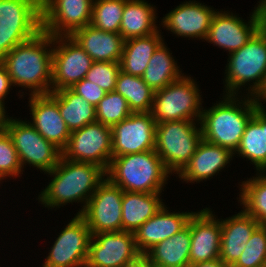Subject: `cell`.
<instances>
[{
	"mask_svg": "<svg viewBox=\"0 0 266 267\" xmlns=\"http://www.w3.org/2000/svg\"><path fill=\"white\" fill-rule=\"evenodd\" d=\"M170 172L155 150L113 157L106 170L107 179L123 191L156 193Z\"/></svg>",
	"mask_w": 266,
	"mask_h": 267,
	"instance_id": "cell-4",
	"label": "cell"
},
{
	"mask_svg": "<svg viewBox=\"0 0 266 267\" xmlns=\"http://www.w3.org/2000/svg\"><path fill=\"white\" fill-rule=\"evenodd\" d=\"M253 98L259 104V106L262 107L263 104L260 101H262V99L266 101V77L260 91Z\"/></svg>",
	"mask_w": 266,
	"mask_h": 267,
	"instance_id": "cell-44",
	"label": "cell"
},
{
	"mask_svg": "<svg viewBox=\"0 0 266 267\" xmlns=\"http://www.w3.org/2000/svg\"><path fill=\"white\" fill-rule=\"evenodd\" d=\"M162 39L158 30L154 34L125 40L119 62L120 70L129 75L142 77L155 50L163 42Z\"/></svg>",
	"mask_w": 266,
	"mask_h": 267,
	"instance_id": "cell-28",
	"label": "cell"
},
{
	"mask_svg": "<svg viewBox=\"0 0 266 267\" xmlns=\"http://www.w3.org/2000/svg\"><path fill=\"white\" fill-rule=\"evenodd\" d=\"M57 102L58 108L70 132L96 122V107L70 88L49 93Z\"/></svg>",
	"mask_w": 266,
	"mask_h": 267,
	"instance_id": "cell-30",
	"label": "cell"
},
{
	"mask_svg": "<svg viewBox=\"0 0 266 267\" xmlns=\"http://www.w3.org/2000/svg\"><path fill=\"white\" fill-rule=\"evenodd\" d=\"M71 37L93 61L120 62L125 41L120 33L103 31L89 24Z\"/></svg>",
	"mask_w": 266,
	"mask_h": 267,
	"instance_id": "cell-24",
	"label": "cell"
},
{
	"mask_svg": "<svg viewBox=\"0 0 266 267\" xmlns=\"http://www.w3.org/2000/svg\"><path fill=\"white\" fill-rule=\"evenodd\" d=\"M221 243L219 259L232 267L252 233L260 226L257 220L243 210L225 220H221Z\"/></svg>",
	"mask_w": 266,
	"mask_h": 267,
	"instance_id": "cell-22",
	"label": "cell"
},
{
	"mask_svg": "<svg viewBox=\"0 0 266 267\" xmlns=\"http://www.w3.org/2000/svg\"><path fill=\"white\" fill-rule=\"evenodd\" d=\"M254 11L266 17V0H261Z\"/></svg>",
	"mask_w": 266,
	"mask_h": 267,
	"instance_id": "cell-45",
	"label": "cell"
},
{
	"mask_svg": "<svg viewBox=\"0 0 266 267\" xmlns=\"http://www.w3.org/2000/svg\"><path fill=\"white\" fill-rule=\"evenodd\" d=\"M234 153L225 147L214 145L202 139L186 166L178 173L186 182H200L219 173Z\"/></svg>",
	"mask_w": 266,
	"mask_h": 267,
	"instance_id": "cell-23",
	"label": "cell"
},
{
	"mask_svg": "<svg viewBox=\"0 0 266 267\" xmlns=\"http://www.w3.org/2000/svg\"><path fill=\"white\" fill-rule=\"evenodd\" d=\"M235 153L253 162L257 171H266V111L264 106L259 107L247 123Z\"/></svg>",
	"mask_w": 266,
	"mask_h": 267,
	"instance_id": "cell-27",
	"label": "cell"
},
{
	"mask_svg": "<svg viewBox=\"0 0 266 267\" xmlns=\"http://www.w3.org/2000/svg\"><path fill=\"white\" fill-rule=\"evenodd\" d=\"M132 114L127 100L118 92H106L96 106V121L112 128Z\"/></svg>",
	"mask_w": 266,
	"mask_h": 267,
	"instance_id": "cell-35",
	"label": "cell"
},
{
	"mask_svg": "<svg viewBox=\"0 0 266 267\" xmlns=\"http://www.w3.org/2000/svg\"><path fill=\"white\" fill-rule=\"evenodd\" d=\"M201 127L194 121L177 120L156 125L155 151L165 168L178 174L189 162L202 141Z\"/></svg>",
	"mask_w": 266,
	"mask_h": 267,
	"instance_id": "cell-7",
	"label": "cell"
},
{
	"mask_svg": "<svg viewBox=\"0 0 266 267\" xmlns=\"http://www.w3.org/2000/svg\"><path fill=\"white\" fill-rule=\"evenodd\" d=\"M190 265L219 258L221 222L209 208L194 212L190 217Z\"/></svg>",
	"mask_w": 266,
	"mask_h": 267,
	"instance_id": "cell-18",
	"label": "cell"
},
{
	"mask_svg": "<svg viewBox=\"0 0 266 267\" xmlns=\"http://www.w3.org/2000/svg\"><path fill=\"white\" fill-rule=\"evenodd\" d=\"M5 106L0 102V131L5 130L9 117H6Z\"/></svg>",
	"mask_w": 266,
	"mask_h": 267,
	"instance_id": "cell-43",
	"label": "cell"
},
{
	"mask_svg": "<svg viewBox=\"0 0 266 267\" xmlns=\"http://www.w3.org/2000/svg\"><path fill=\"white\" fill-rule=\"evenodd\" d=\"M190 218L188 224L170 238L152 247L145 256L156 267H189Z\"/></svg>",
	"mask_w": 266,
	"mask_h": 267,
	"instance_id": "cell-26",
	"label": "cell"
},
{
	"mask_svg": "<svg viewBox=\"0 0 266 267\" xmlns=\"http://www.w3.org/2000/svg\"><path fill=\"white\" fill-rule=\"evenodd\" d=\"M70 89L95 107L106 94L97 84L85 78L75 83Z\"/></svg>",
	"mask_w": 266,
	"mask_h": 267,
	"instance_id": "cell-39",
	"label": "cell"
},
{
	"mask_svg": "<svg viewBox=\"0 0 266 267\" xmlns=\"http://www.w3.org/2000/svg\"><path fill=\"white\" fill-rule=\"evenodd\" d=\"M5 130L11 136L21 167L28 163L50 172L62 157V150L44 139L27 121L9 118Z\"/></svg>",
	"mask_w": 266,
	"mask_h": 267,
	"instance_id": "cell-9",
	"label": "cell"
},
{
	"mask_svg": "<svg viewBox=\"0 0 266 267\" xmlns=\"http://www.w3.org/2000/svg\"><path fill=\"white\" fill-rule=\"evenodd\" d=\"M127 0H93L91 25L108 32H120L124 4Z\"/></svg>",
	"mask_w": 266,
	"mask_h": 267,
	"instance_id": "cell-34",
	"label": "cell"
},
{
	"mask_svg": "<svg viewBox=\"0 0 266 267\" xmlns=\"http://www.w3.org/2000/svg\"><path fill=\"white\" fill-rule=\"evenodd\" d=\"M163 205L162 208L135 232V243L141 255H145L159 242L166 240L182 230L194 212H168Z\"/></svg>",
	"mask_w": 266,
	"mask_h": 267,
	"instance_id": "cell-21",
	"label": "cell"
},
{
	"mask_svg": "<svg viewBox=\"0 0 266 267\" xmlns=\"http://www.w3.org/2000/svg\"><path fill=\"white\" fill-rule=\"evenodd\" d=\"M215 13L202 3L187 1L163 17L162 25L177 36L206 39Z\"/></svg>",
	"mask_w": 266,
	"mask_h": 267,
	"instance_id": "cell-20",
	"label": "cell"
},
{
	"mask_svg": "<svg viewBox=\"0 0 266 267\" xmlns=\"http://www.w3.org/2000/svg\"><path fill=\"white\" fill-rule=\"evenodd\" d=\"M21 167L17 150L11 136L6 130L0 131V181L8 177L21 174Z\"/></svg>",
	"mask_w": 266,
	"mask_h": 267,
	"instance_id": "cell-37",
	"label": "cell"
},
{
	"mask_svg": "<svg viewBox=\"0 0 266 267\" xmlns=\"http://www.w3.org/2000/svg\"><path fill=\"white\" fill-rule=\"evenodd\" d=\"M49 173V174H48ZM48 175L53 179L39 195L45 207L55 208L72 202H83L81 214L97 187L106 179V170L99 165L60 158Z\"/></svg>",
	"mask_w": 266,
	"mask_h": 267,
	"instance_id": "cell-2",
	"label": "cell"
},
{
	"mask_svg": "<svg viewBox=\"0 0 266 267\" xmlns=\"http://www.w3.org/2000/svg\"><path fill=\"white\" fill-rule=\"evenodd\" d=\"M115 91L127 100L132 113L151 112L154 91L142 77L119 72Z\"/></svg>",
	"mask_w": 266,
	"mask_h": 267,
	"instance_id": "cell-32",
	"label": "cell"
},
{
	"mask_svg": "<svg viewBox=\"0 0 266 267\" xmlns=\"http://www.w3.org/2000/svg\"><path fill=\"white\" fill-rule=\"evenodd\" d=\"M140 255L134 233L100 232L92 235L85 267H126Z\"/></svg>",
	"mask_w": 266,
	"mask_h": 267,
	"instance_id": "cell-15",
	"label": "cell"
},
{
	"mask_svg": "<svg viewBox=\"0 0 266 267\" xmlns=\"http://www.w3.org/2000/svg\"><path fill=\"white\" fill-rule=\"evenodd\" d=\"M156 123L150 112L132 113L114 125L112 158L155 149Z\"/></svg>",
	"mask_w": 266,
	"mask_h": 267,
	"instance_id": "cell-16",
	"label": "cell"
},
{
	"mask_svg": "<svg viewBox=\"0 0 266 267\" xmlns=\"http://www.w3.org/2000/svg\"><path fill=\"white\" fill-rule=\"evenodd\" d=\"M220 12L214 14L205 40L225 48L229 54L243 47L266 23V17L255 11L248 23L243 22L244 20L233 13Z\"/></svg>",
	"mask_w": 266,
	"mask_h": 267,
	"instance_id": "cell-17",
	"label": "cell"
},
{
	"mask_svg": "<svg viewBox=\"0 0 266 267\" xmlns=\"http://www.w3.org/2000/svg\"><path fill=\"white\" fill-rule=\"evenodd\" d=\"M51 44L55 45L54 36L40 31L5 56L2 64L7 69L12 85L29 88L30 95L49 94L52 91Z\"/></svg>",
	"mask_w": 266,
	"mask_h": 267,
	"instance_id": "cell-1",
	"label": "cell"
},
{
	"mask_svg": "<svg viewBox=\"0 0 266 267\" xmlns=\"http://www.w3.org/2000/svg\"><path fill=\"white\" fill-rule=\"evenodd\" d=\"M42 31L41 0H0V63Z\"/></svg>",
	"mask_w": 266,
	"mask_h": 267,
	"instance_id": "cell-6",
	"label": "cell"
},
{
	"mask_svg": "<svg viewBox=\"0 0 266 267\" xmlns=\"http://www.w3.org/2000/svg\"><path fill=\"white\" fill-rule=\"evenodd\" d=\"M29 99L33 119L30 124L44 139L63 150L71 132L61 117L58 102L50 94L30 95Z\"/></svg>",
	"mask_w": 266,
	"mask_h": 267,
	"instance_id": "cell-19",
	"label": "cell"
},
{
	"mask_svg": "<svg viewBox=\"0 0 266 267\" xmlns=\"http://www.w3.org/2000/svg\"><path fill=\"white\" fill-rule=\"evenodd\" d=\"M189 267H228V266L222 260L217 258L215 260L194 263L191 264Z\"/></svg>",
	"mask_w": 266,
	"mask_h": 267,
	"instance_id": "cell-41",
	"label": "cell"
},
{
	"mask_svg": "<svg viewBox=\"0 0 266 267\" xmlns=\"http://www.w3.org/2000/svg\"><path fill=\"white\" fill-rule=\"evenodd\" d=\"M160 193L123 191L122 231L134 233L164 205Z\"/></svg>",
	"mask_w": 266,
	"mask_h": 267,
	"instance_id": "cell-25",
	"label": "cell"
},
{
	"mask_svg": "<svg viewBox=\"0 0 266 267\" xmlns=\"http://www.w3.org/2000/svg\"><path fill=\"white\" fill-rule=\"evenodd\" d=\"M232 267H266V226H259Z\"/></svg>",
	"mask_w": 266,
	"mask_h": 267,
	"instance_id": "cell-36",
	"label": "cell"
},
{
	"mask_svg": "<svg viewBox=\"0 0 266 267\" xmlns=\"http://www.w3.org/2000/svg\"><path fill=\"white\" fill-rule=\"evenodd\" d=\"M122 197L123 190L107 178L97 187L80 214L92 235L122 231Z\"/></svg>",
	"mask_w": 266,
	"mask_h": 267,
	"instance_id": "cell-13",
	"label": "cell"
},
{
	"mask_svg": "<svg viewBox=\"0 0 266 267\" xmlns=\"http://www.w3.org/2000/svg\"><path fill=\"white\" fill-rule=\"evenodd\" d=\"M119 62L94 61L85 79L97 84L105 92L115 91Z\"/></svg>",
	"mask_w": 266,
	"mask_h": 267,
	"instance_id": "cell-38",
	"label": "cell"
},
{
	"mask_svg": "<svg viewBox=\"0 0 266 267\" xmlns=\"http://www.w3.org/2000/svg\"><path fill=\"white\" fill-rule=\"evenodd\" d=\"M263 173V174H262ZM259 172L256 177L243 181L239 201L243 211L254 217L259 225L266 226V176Z\"/></svg>",
	"mask_w": 266,
	"mask_h": 267,
	"instance_id": "cell-33",
	"label": "cell"
},
{
	"mask_svg": "<svg viewBox=\"0 0 266 267\" xmlns=\"http://www.w3.org/2000/svg\"><path fill=\"white\" fill-rule=\"evenodd\" d=\"M199 91L195 81L184 75L166 87L154 91L150 113L155 123L194 121L197 117L199 122L203 110Z\"/></svg>",
	"mask_w": 266,
	"mask_h": 267,
	"instance_id": "cell-8",
	"label": "cell"
},
{
	"mask_svg": "<svg viewBox=\"0 0 266 267\" xmlns=\"http://www.w3.org/2000/svg\"><path fill=\"white\" fill-rule=\"evenodd\" d=\"M93 0H41L42 31L71 36L91 23Z\"/></svg>",
	"mask_w": 266,
	"mask_h": 267,
	"instance_id": "cell-14",
	"label": "cell"
},
{
	"mask_svg": "<svg viewBox=\"0 0 266 267\" xmlns=\"http://www.w3.org/2000/svg\"><path fill=\"white\" fill-rule=\"evenodd\" d=\"M43 267H85L91 231L85 219L77 214L59 233Z\"/></svg>",
	"mask_w": 266,
	"mask_h": 267,
	"instance_id": "cell-12",
	"label": "cell"
},
{
	"mask_svg": "<svg viewBox=\"0 0 266 267\" xmlns=\"http://www.w3.org/2000/svg\"><path fill=\"white\" fill-rule=\"evenodd\" d=\"M226 66V95H235L250 81L248 92L254 97L261 89L266 77V23L239 50L230 53Z\"/></svg>",
	"mask_w": 266,
	"mask_h": 267,
	"instance_id": "cell-5",
	"label": "cell"
},
{
	"mask_svg": "<svg viewBox=\"0 0 266 267\" xmlns=\"http://www.w3.org/2000/svg\"><path fill=\"white\" fill-rule=\"evenodd\" d=\"M224 97V100L210 109L202 110L199 123L203 140L228 148L234 153L247 123L260 106L252 96L244 98V101L241 99L242 102L235 95Z\"/></svg>",
	"mask_w": 266,
	"mask_h": 267,
	"instance_id": "cell-3",
	"label": "cell"
},
{
	"mask_svg": "<svg viewBox=\"0 0 266 267\" xmlns=\"http://www.w3.org/2000/svg\"><path fill=\"white\" fill-rule=\"evenodd\" d=\"M126 267H156L145 255H140L136 260L130 262Z\"/></svg>",
	"mask_w": 266,
	"mask_h": 267,
	"instance_id": "cell-42",
	"label": "cell"
},
{
	"mask_svg": "<svg viewBox=\"0 0 266 267\" xmlns=\"http://www.w3.org/2000/svg\"><path fill=\"white\" fill-rule=\"evenodd\" d=\"M155 13V8L144 0H127L119 32L123 39L128 40L157 32Z\"/></svg>",
	"mask_w": 266,
	"mask_h": 267,
	"instance_id": "cell-29",
	"label": "cell"
},
{
	"mask_svg": "<svg viewBox=\"0 0 266 267\" xmlns=\"http://www.w3.org/2000/svg\"><path fill=\"white\" fill-rule=\"evenodd\" d=\"M12 86L10 76L8 75L6 67L0 63V102L4 104L6 97Z\"/></svg>",
	"mask_w": 266,
	"mask_h": 267,
	"instance_id": "cell-40",
	"label": "cell"
},
{
	"mask_svg": "<svg viewBox=\"0 0 266 267\" xmlns=\"http://www.w3.org/2000/svg\"><path fill=\"white\" fill-rule=\"evenodd\" d=\"M164 44L162 42L155 50L142 75L143 81L153 91L166 87L184 75Z\"/></svg>",
	"mask_w": 266,
	"mask_h": 267,
	"instance_id": "cell-31",
	"label": "cell"
},
{
	"mask_svg": "<svg viewBox=\"0 0 266 267\" xmlns=\"http://www.w3.org/2000/svg\"><path fill=\"white\" fill-rule=\"evenodd\" d=\"M52 91L71 88L85 78L93 60L71 36L54 37Z\"/></svg>",
	"mask_w": 266,
	"mask_h": 267,
	"instance_id": "cell-11",
	"label": "cell"
},
{
	"mask_svg": "<svg viewBox=\"0 0 266 267\" xmlns=\"http://www.w3.org/2000/svg\"><path fill=\"white\" fill-rule=\"evenodd\" d=\"M62 156L71 161L96 164L107 170L112 159L111 128L96 121L72 131Z\"/></svg>",
	"mask_w": 266,
	"mask_h": 267,
	"instance_id": "cell-10",
	"label": "cell"
}]
</instances>
